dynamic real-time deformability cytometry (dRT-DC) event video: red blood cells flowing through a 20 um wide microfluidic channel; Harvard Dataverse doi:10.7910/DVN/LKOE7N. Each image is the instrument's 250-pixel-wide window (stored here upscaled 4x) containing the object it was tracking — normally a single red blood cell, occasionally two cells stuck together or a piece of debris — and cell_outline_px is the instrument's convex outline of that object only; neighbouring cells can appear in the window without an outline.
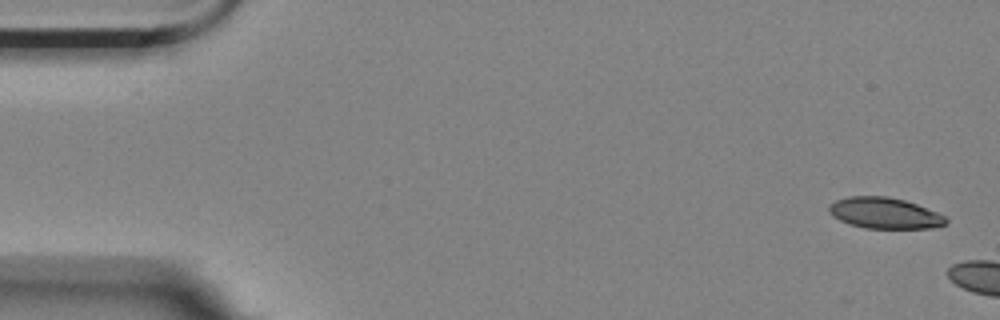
{"species": "Egyptian fruit bat (a non-hibernating species)", "species_latin": "Rousettus aegyptiacus", "temperature_condition": "room temperature", "stored_images_in_passage": 6, "camera_frame_rate_fps": 3000, "um_per_image_px": 0.085, "animal": {"sex": "female"}, "frame": {"image": 1, "passage_image": 1, "time_ms": 0.0, "image_size_px": [1000, 320], "cell_outline_px": [[948, 224], [928, 228], [864, 228], [848, 224], [832, 216], [828, 212], [828, 204], [836, 200], [848, 196], [888, 196], [904, 200], [916, 204], [936, 212], [944, 216], [948, 220]], "centroid_in_image_um": [75.14, 18.11], "position_along_channel_um": 9.9, "area_um2": 21.21}}